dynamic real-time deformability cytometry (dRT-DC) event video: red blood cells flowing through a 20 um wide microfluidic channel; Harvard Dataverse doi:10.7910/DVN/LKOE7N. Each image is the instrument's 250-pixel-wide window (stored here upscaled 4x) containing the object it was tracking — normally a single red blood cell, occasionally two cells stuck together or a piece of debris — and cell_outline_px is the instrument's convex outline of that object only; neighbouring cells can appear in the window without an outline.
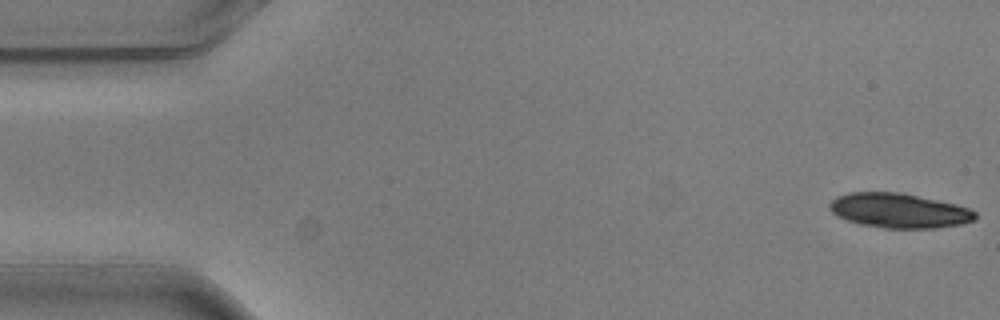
{"species": "common noctule bat (a hibernating species)", "species_latin": "Nyctalus noctula", "temperature_condition": "warm", "stored_images_in_passage": 6, "camera_frame_rate_fps": 3000, "um_per_image_px": 0.085, "animal": {"sex": "male", "body_mass_g": 20.5, "forearm_length_mm": 52.5}, "frame": {"image": 1, "passage_image": 1, "time_ms": 0.0, "image_size_px": [1000, 320], "cell_outline_px": [[976, 220], [960, 224], [932, 228], [884, 228], [860, 224], [836, 216], [828, 208], [828, 204], [836, 196], [848, 192], [904, 192], [956, 204], [968, 208], [976, 212]], "centroid_in_image_um": [76.39, 17.89], "position_along_channel_um": 8.6, "area_um2": 29.59}}
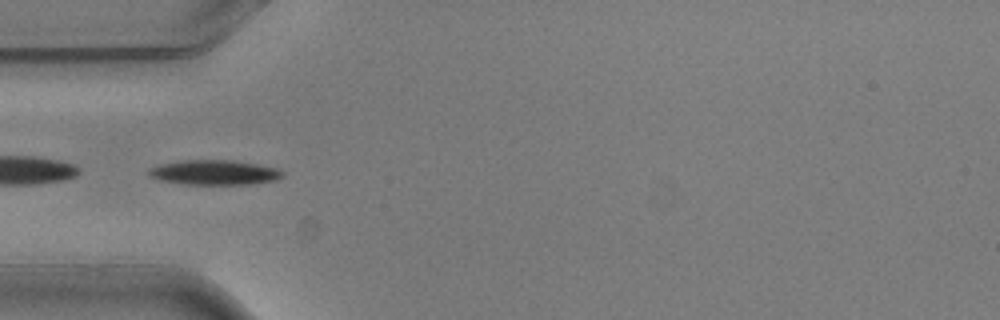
{"frame": {"image": 2, "passage_image": 5, "time_ms": 1.333, "image_size_px": [1000, 320], "cell_outline_px": [[284, 176], [276, 180], [252, 184], [184, 184], [160, 180], [148, 176], [148, 168], [160, 164], [184, 160], [232, 160], [256, 164], [276, 168], [284, 172]], "centroid_in_image_um": [18.21, 14.66], "position_along_channel_um": 66.8, "area_um2": 19.36}}